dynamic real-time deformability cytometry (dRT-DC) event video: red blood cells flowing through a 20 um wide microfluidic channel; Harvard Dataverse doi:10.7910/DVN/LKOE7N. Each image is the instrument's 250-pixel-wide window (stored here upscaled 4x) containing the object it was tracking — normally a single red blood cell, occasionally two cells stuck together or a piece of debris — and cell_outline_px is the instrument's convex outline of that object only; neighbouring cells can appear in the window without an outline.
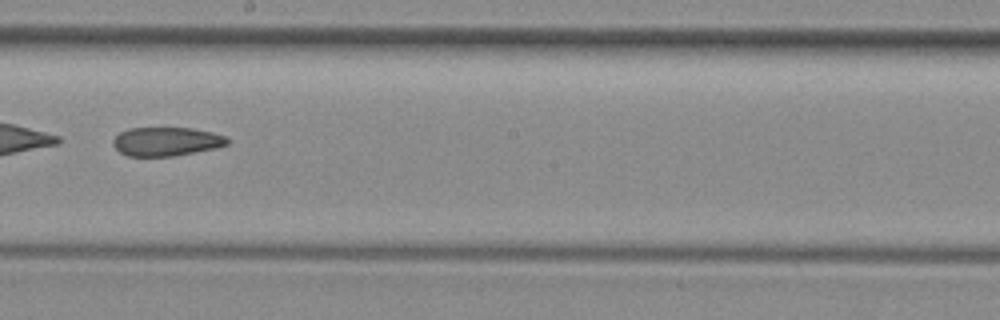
{"species": "common noctule bat (a hibernating species)", "species_latin": "Nyctalus noctula", "temperature_condition": "room temperature", "stored_images_in_passage": 37, "camera_frame_rate_fps": 3000, "um_per_image_px": 0.085, "animal": {"sex": "female", "body_mass_g": 29.2, "forearm_length_mm": 56.3}, "frame": {"image": 1, "passage_image": 20, "time_ms": 6.333, "image_size_px": [1000, 320], "cell_outline_px": [[228, 144], [216, 148], [176, 156], [128, 156], [120, 152], [112, 144], [112, 140], [120, 132], [128, 128], [192, 128], [212, 132], [228, 136]], "centroid_in_image_um": [14.15, 12.03], "position_along_channel_um": 234.0, "area_um2": 19.31}}